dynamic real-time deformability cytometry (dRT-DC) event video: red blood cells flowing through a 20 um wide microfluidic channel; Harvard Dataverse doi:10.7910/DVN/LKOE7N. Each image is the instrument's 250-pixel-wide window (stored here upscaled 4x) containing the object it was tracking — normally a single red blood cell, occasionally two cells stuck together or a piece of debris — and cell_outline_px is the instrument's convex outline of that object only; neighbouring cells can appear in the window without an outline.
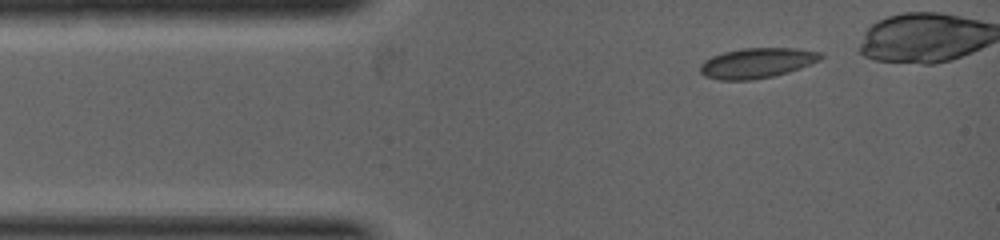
{"species": "common noctule bat (a hibernating species)", "species_latin": "Nyctalus noctula", "temperature_condition": "warm", "stored_images_in_passage": 9, "camera_frame_rate_fps": 5000, "um_per_image_px": 0.085, "animal": {"sex": "female", "body_mass_g": 19.0, "forearm_length_mm": 53.3}, "frame": {"image": 1, "passage_image": 1, "time_ms": 0.0, "image_size_px": [1000, 240], "cell_outline_px": [[824, 56], [820, 60], [800, 68], [788, 72], [772, 76], [752, 80], [720, 80], [704, 76], [700, 72], [700, 64], [704, 60], [712, 56], [724, 52], [744, 48], [796, 48], [820, 52]], "centroid_in_image_um": [64.33, 5.35], "position_along_channel_um": 20.7, "area_um2": 21.15}}